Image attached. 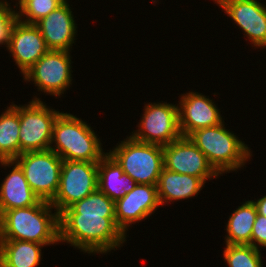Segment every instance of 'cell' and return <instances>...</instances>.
<instances>
[{
    "label": "cell",
    "mask_w": 266,
    "mask_h": 267,
    "mask_svg": "<svg viewBox=\"0 0 266 267\" xmlns=\"http://www.w3.org/2000/svg\"><path fill=\"white\" fill-rule=\"evenodd\" d=\"M125 241L116 224L115 202L99 189L59 214V242L84 253L107 254Z\"/></svg>",
    "instance_id": "6da1fadb"
},
{
    "label": "cell",
    "mask_w": 266,
    "mask_h": 267,
    "mask_svg": "<svg viewBox=\"0 0 266 267\" xmlns=\"http://www.w3.org/2000/svg\"><path fill=\"white\" fill-rule=\"evenodd\" d=\"M50 202L5 211L0 216V240H23L54 245L59 242V214Z\"/></svg>",
    "instance_id": "7a4b0ae2"
},
{
    "label": "cell",
    "mask_w": 266,
    "mask_h": 267,
    "mask_svg": "<svg viewBox=\"0 0 266 267\" xmlns=\"http://www.w3.org/2000/svg\"><path fill=\"white\" fill-rule=\"evenodd\" d=\"M86 123L77 116L61 112L53 126L50 150L63 161L99 162L107 152H103L100 138Z\"/></svg>",
    "instance_id": "3957f363"
},
{
    "label": "cell",
    "mask_w": 266,
    "mask_h": 267,
    "mask_svg": "<svg viewBox=\"0 0 266 267\" xmlns=\"http://www.w3.org/2000/svg\"><path fill=\"white\" fill-rule=\"evenodd\" d=\"M224 125L223 122L219 125L202 128L187 136L220 175L237 171L252 156L248 145L227 130Z\"/></svg>",
    "instance_id": "277c9868"
},
{
    "label": "cell",
    "mask_w": 266,
    "mask_h": 267,
    "mask_svg": "<svg viewBox=\"0 0 266 267\" xmlns=\"http://www.w3.org/2000/svg\"><path fill=\"white\" fill-rule=\"evenodd\" d=\"M108 152L137 184L157 185L164 168L163 146L127 137Z\"/></svg>",
    "instance_id": "5b68a950"
},
{
    "label": "cell",
    "mask_w": 266,
    "mask_h": 267,
    "mask_svg": "<svg viewBox=\"0 0 266 267\" xmlns=\"http://www.w3.org/2000/svg\"><path fill=\"white\" fill-rule=\"evenodd\" d=\"M60 113L35 96L20 105V155L50 149L53 126Z\"/></svg>",
    "instance_id": "8992f818"
},
{
    "label": "cell",
    "mask_w": 266,
    "mask_h": 267,
    "mask_svg": "<svg viewBox=\"0 0 266 267\" xmlns=\"http://www.w3.org/2000/svg\"><path fill=\"white\" fill-rule=\"evenodd\" d=\"M98 189V162L63 161L59 187L51 205L60 214Z\"/></svg>",
    "instance_id": "52a82bcc"
},
{
    "label": "cell",
    "mask_w": 266,
    "mask_h": 267,
    "mask_svg": "<svg viewBox=\"0 0 266 267\" xmlns=\"http://www.w3.org/2000/svg\"><path fill=\"white\" fill-rule=\"evenodd\" d=\"M40 200L50 202L57 193L63 160L52 150L25 152L14 159Z\"/></svg>",
    "instance_id": "ba28073f"
},
{
    "label": "cell",
    "mask_w": 266,
    "mask_h": 267,
    "mask_svg": "<svg viewBox=\"0 0 266 267\" xmlns=\"http://www.w3.org/2000/svg\"><path fill=\"white\" fill-rule=\"evenodd\" d=\"M145 104L138 130L130 135L134 140L165 146L179 139L178 104L157 102Z\"/></svg>",
    "instance_id": "9c48e42d"
},
{
    "label": "cell",
    "mask_w": 266,
    "mask_h": 267,
    "mask_svg": "<svg viewBox=\"0 0 266 267\" xmlns=\"http://www.w3.org/2000/svg\"><path fill=\"white\" fill-rule=\"evenodd\" d=\"M72 61L69 51L49 50L24 75V81H34L38 91L56 98L72 84Z\"/></svg>",
    "instance_id": "30bf717a"
},
{
    "label": "cell",
    "mask_w": 266,
    "mask_h": 267,
    "mask_svg": "<svg viewBox=\"0 0 266 267\" xmlns=\"http://www.w3.org/2000/svg\"><path fill=\"white\" fill-rule=\"evenodd\" d=\"M163 154L164 168L169 171L199 177L205 182L220 176L207 157L188 137L181 136L163 146Z\"/></svg>",
    "instance_id": "8fae6325"
},
{
    "label": "cell",
    "mask_w": 266,
    "mask_h": 267,
    "mask_svg": "<svg viewBox=\"0 0 266 267\" xmlns=\"http://www.w3.org/2000/svg\"><path fill=\"white\" fill-rule=\"evenodd\" d=\"M257 48H266V5L257 0H213ZM263 47V48H262Z\"/></svg>",
    "instance_id": "7c38bea8"
},
{
    "label": "cell",
    "mask_w": 266,
    "mask_h": 267,
    "mask_svg": "<svg viewBox=\"0 0 266 267\" xmlns=\"http://www.w3.org/2000/svg\"><path fill=\"white\" fill-rule=\"evenodd\" d=\"M180 97L178 116L181 136L187 137L193 131L224 122L221 111L208 96L189 91Z\"/></svg>",
    "instance_id": "4fadbf2b"
},
{
    "label": "cell",
    "mask_w": 266,
    "mask_h": 267,
    "mask_svg": "<svg viewBox=\"0 0 266 267\" xmlns=\"http://www.w3.org/2000/svg\"><path fill=\"white\" fill-rule=\"evenodd\" d=\"M159 206L156 185L136 184L132 191L115 202L116 224L126 235L130 225L147 219Z\"/></svg>",
    "instance_id": "5bb4252c"
},
{
    "label": "cell",
    "mask_w": 266,
    "mask_h": 267,
    "mask_svg": "<svg viewBox=\"0 0 266 267\" xmlns=\"http://www.w3.org/2000/svg\"><path fill=\"white\" fill-rule=\"evenodd\" d=\"M7 49L23 75L49 51L39 28L19 20L14 25Z\"/></svg>",
    "instance_id": "9a60e30c"
},
{
    "label": "cell",
    "mask_w": 266,
    "mask_h": 267,
    "mask_svg": "<svg viewBox=\"0 0 266 267\" xmlns=\"http://www.w3.org/2000/svg\"><path fill=\"white\" fill-rule=\"evenodd\" d=\"M73 17L71 7L65 0L35 24L49 50L71 51L77 34V24Z\"/></svg>",
    "instance_id": "2e32d148"
},
{
    "label": "cell",
    "mask_w": 266,
    "mask_h": 267,
    "mask_svg": "<svg viewBox=\"0 0 266 267\" xmlns=\"http://www.w3.org/2000/svg\"><path fill=\"white\" fill-rule=\"evenodd\" d=\"M5 167L13 166L0 184V216L7 210L36 205L40 198L30 188L23 170L14 160H0Z\"/></svg>",
    "instance_id": "e0dca14e"
},
{
    "label": "cell",
    "mask_w": 266,
    "mask_h": 267,
    "mask_svg": "<svg viewBox=\"0 0 266 267\" xmlns=\"http://www.w3.org/2000/svg\"><path fill=\"white\" fill-rule=\"evenodd\" d=\"M205 183L199 177L175 173L163 168L156 185L160 205L195 197L203 189Z\"/></svg>",
    "instance_id": "ac0fdd59"
},
{
    "label": "cell",
    "mask_w": 266,
    "mask_h": 267,
    "mask_svg": "<svg viewBox=\"0 0 266 267\" xmlns=\"http://www.w3.org/2000/svg\"><path fill=\"white\" fill-rule=\"evenodd\" d=\"M136 184L108 152L98 162V189L112 201L116 202L124 197Z\"/></svg>",
    "instance_id": "d6986e66"
},
{
    "label": "cell",
    "mask_w": 266,
    "mask_h": 267,
    "mask_svg": "<svg viewBox=\"0 0 266 267\" xmlns=\"http://www.w3.org/2000/svg\"><path fill=\"white\" fill-rule=\"evenodd\" d=\"M43 246L23 240H0V267H37Z\"/></svg>",
    "instance_id": "ffe728a7"
},
{
    "label": "cell",
    "mask_w": 266,
    "mask_h": 267,
    "mask_svg": "<svg viewBox=\"0 0 266 267\" xmlns=\"http://www.w3.org/2000/svg\"><path fill=\"white\" fill-rule=\"evenodd\" d=\"M20 105L10 104L0 115V160L20 155Z\"/></svg>",
    "instance_id": "44dd1931"
},
{
    "label": "cell",
    "mask_w": 266,
    "mask_h": 267,
    "mask_svg": "<svg viewBox=\"0 0 266 267\" xmlns=\"http://www.w3.org/2000/svg\"><path fill=\"white\" fill-rule=\"evenodd\" d=\"M257 216L252 200L245 201L229 216L226 225L225 244L251 245V234Z\"/></svg>",
    "instance_id": "7402d4cb"
},
{
    "label": "cell",
    "mask_w": 266,
    "mask_h": 267,
    "mask_svg": "<svg viewBox=\"0 0 266 267\" xmlns=\"http://www.w3.org/2000/svg\"><path fill=\"white\" fill-rule=\"evenodd\" d=\"M228 267H263L261 252L252 245L226 244L223 251Z\"/></svg>",
    "instance_id": "603a6c76"
},
{
    "label": "cell",
    "mask_w": 266,
    "mask_h": 267,
    "mask_svg": "<svg viewBox=\"0 0 266 267\" xmlns=\"http://www.w3.org/2000/svg\"><path fill=\"white\" fill-rule=\"evenodd\" d=\"M64 1L65 0H18L14 6L15 8H19V11H17L19 21L26 24H36Z\"/></svg>",
    "instance_id": "cb8c5ba5"
},
{
    "label": "cell",
    "mask_w": 266,
    "mask_h": 267,
    "mask_svg": "<svg viewBox=\"0 0 266 267\" xmlns=\"http://www.w3.org/2000/svg\"><path fill=\"white\" fill-rule=\"evenodd\" d=\"M18 20L17 9H12L6 0H0V45L8 48L12 30Z\"/></svg>",
    "instance_id": "d4e9b609"
},
{
    "label": "cell",
    "mask_w": 266,
    "mask_h": 267,
    "mask_svg": "<svg viewBox=\"0 0 266 267\" xmlns=\"http://www.w3.org/2000/svg\"><path fill=\"white\" fill-rule=\"evenodd\" d=\"M251 245L257 249L260 246L266 248V216L257 214L251 234Z\"/></svg>",
    "instance_id": "484cf974"
},
{
    "label": "cell",
    "mask_w": 266,
    "mask_h": 267,
    "mask_svg": "<svg viewBox=\"0 0 266 267\" xmlns=\"http://www.w3.org/2000/svg\"><path fill=\"white\" fill-rule=\"evenodd\" d=\"M256 206L257 214L266 216V196L259 198L258 200H252Z\"/></svg>",
    "instance_id": "4316f807"
}]
</instances>
